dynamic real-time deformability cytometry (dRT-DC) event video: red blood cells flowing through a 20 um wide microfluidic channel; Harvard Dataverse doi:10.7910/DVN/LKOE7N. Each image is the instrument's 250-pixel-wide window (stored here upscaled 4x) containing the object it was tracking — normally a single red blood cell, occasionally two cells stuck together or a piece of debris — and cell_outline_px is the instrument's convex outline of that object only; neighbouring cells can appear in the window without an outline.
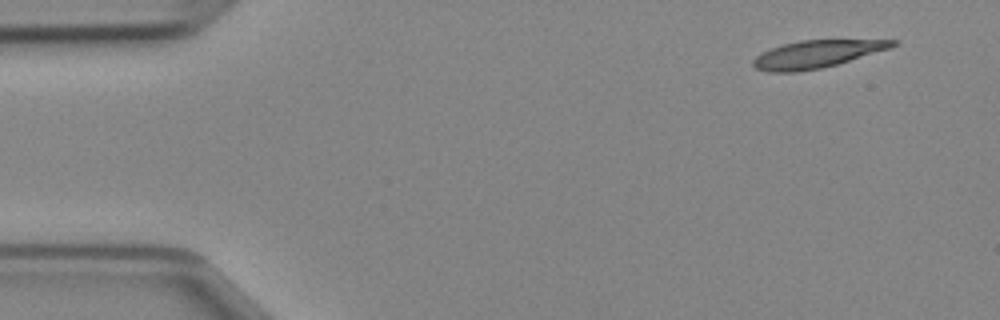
{"species": "Egyptian fruit bat (a non-hibernating species)", "species_latin": "Rousettus aegyptiacus", "temperature_condition": "cold", "stored_images_in_passage": 44, "camera_frame_rate_fps": 3000, "um_per_image_px": 0.085, "animal": {"sex": "female"}, "frame": {"image": 1, "passage_image": 1, "time_ms": 0.0, "image_size_px": [1000, 320], "cell_outline_px": [[900, 40], [896, 44], [888, 48], [836, 64], [820, 68], [796, 72], [768, 72], [756, 68], [752, 64], [752, 60], [756, 56], [772, 48], [784, 44], [800, 40]], "centroid_in_image_um": [69.36, 4.6], "position_along_channel_um": 15.6, "area_um2": 21.79}}
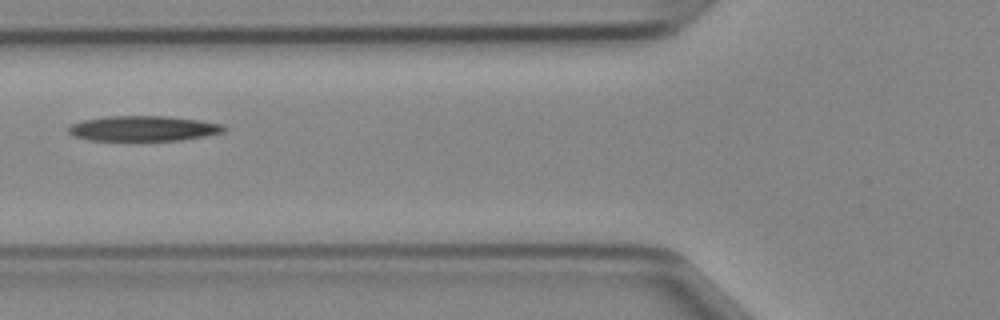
{"frame": {"image": 2, "passage_image": 15, "time_ms": 4.667, "image_size_px": [1000, 320], "cell_outline_px": [[228, 128], [224, 132], [184, 140], [88, 140], [76, 136], [68, 132], [68, 128], [72, 124], [84, 120], [108, 116], [168, 116], [200, 120], [224, 124]], "centroid_in_image_um": [12.25, 10.91], "position_along_channel_um": 113.5, "area_um2": 22.83}}
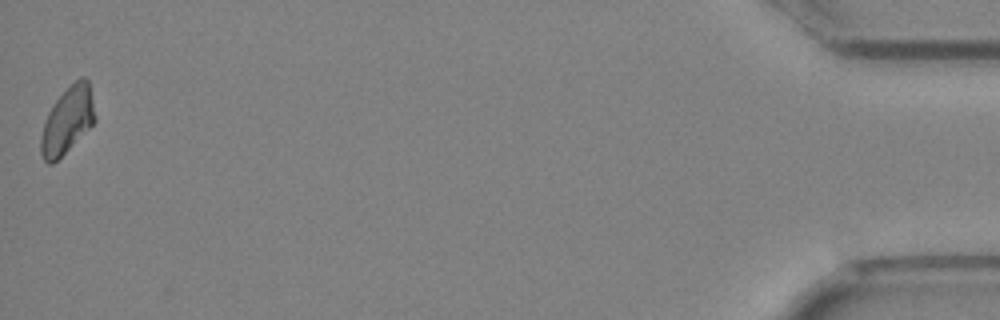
{"frame": {"image": 3, "passage_image": 44, "time_ms": 14.333, "image_size_px": [1000, 320], "cell_outline_px": [[96, 120], [52, 164], [48, 164], [44, 160], [40, 152], [40, 136], [44, 120], [52, 104], [80, 76], [84, 76], [88, 80], [96, 116]], "centroid_in_image_um": [5.7, 10.21], "position_along_channel_um": 429.5, "area_um2": 20.58}}